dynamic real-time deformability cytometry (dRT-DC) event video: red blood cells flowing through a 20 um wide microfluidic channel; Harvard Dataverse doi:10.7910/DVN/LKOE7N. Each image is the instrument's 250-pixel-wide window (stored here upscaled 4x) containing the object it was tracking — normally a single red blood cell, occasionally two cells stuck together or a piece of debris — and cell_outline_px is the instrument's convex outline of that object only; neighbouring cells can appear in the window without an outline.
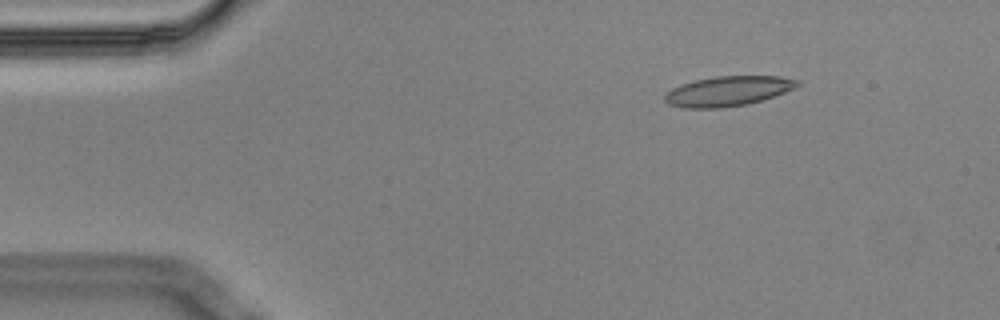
{"species": "Egyptian fruit bat (a non-hibernating species)", "species_latin": "Rousettus aegyptiacus", "temperature_condition": "cold", "stored_images_in_passage": 5, "camera_frame_rate_fps": 3000, "um_per_image_px": 0.085, "animal": {"sex": "male"}, "frame": {"image": 1, "passage_image": 2, "time_ms": 0.333, "image_size_px": [1000, 320], "cell_outline_px": [[800, 84], [784, 92], [748, 104], [720, 108], [684, 108], [668, 104], [664, 100], [664, 96], [672, 88], [680, 84], [696, 80], [716, 76], [780, 76], [800, 80]], "centroid_in_image_um": [61.84, 7.74], "position_along_channel_um": 23.2, "area_um2": 22.95}}
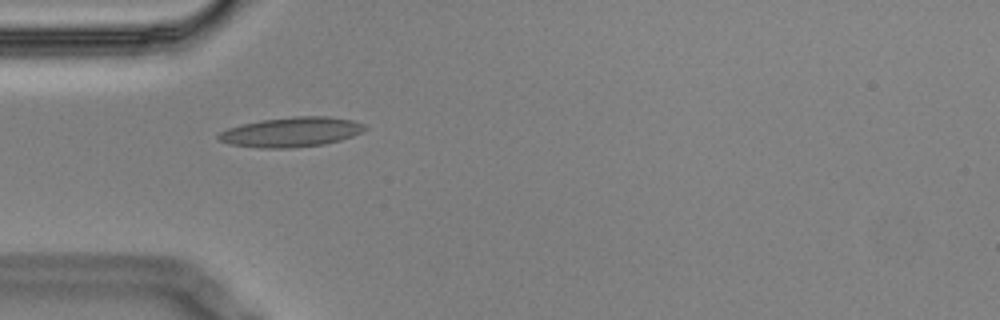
{"frame": {"image": 2, "passage_image": 4, "time_ms": 1.0, "image_size_px": [1000, 320], "cell_outline_px": [[368, 128], [352, 136], [340, 140], [324, 144], [292, 148], [260, 148], [232, 144], [216, 140], [216, 136], [220, 132], [228, 128], [260, 120], [292, 116], [328, 116], [352, 120], [364, 124]], "centroid_in_image_um": [24.75, 11.22], "position_along_channel_um": 60.3, "area_um2": 25.37}}